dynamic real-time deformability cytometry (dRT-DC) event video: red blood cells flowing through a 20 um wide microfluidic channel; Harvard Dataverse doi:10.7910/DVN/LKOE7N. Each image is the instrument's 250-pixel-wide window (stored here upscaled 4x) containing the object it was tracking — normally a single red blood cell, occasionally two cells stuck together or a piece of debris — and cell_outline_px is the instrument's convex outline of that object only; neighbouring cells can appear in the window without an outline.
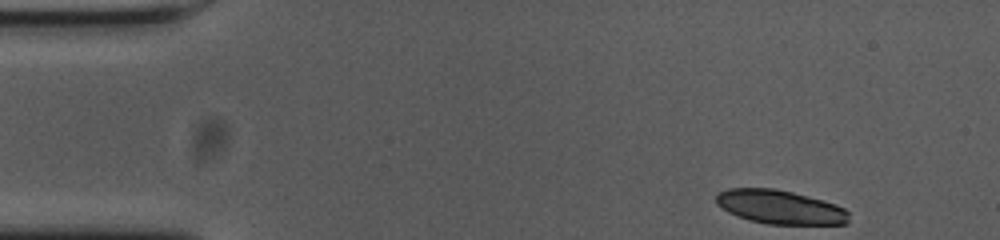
{"species": "common noctule bat (a hibernating species)", "species_latin": "Nyctalus noctula", "temperature_condition": "cold", "stored_images_in_passage": 44, "segment_of_instrument_passage": [1, 2], "camera_frame_rate_fps": 3000, "um_per_image_px": 0.085, "animal": {"sex": "female", "body_mass_g": 23.0, "forearm_length_mm": 53.4}, "frame": {"image": 1, "passage_image": 1, "time_ms": 0.0, "image_size_px": [1000, 240], "cell_outline_px": [[848, 224], [768, 224], [752, 220], [728, 212], [716, 204], [716, 196], [720, 192], [728, 188], [776, 188], [808, 196], [836, 204], [844, 208], [848, 212]], "centroid_in_image_um": [66.31, 17.59], "position_along_channel_um": 18.7, "area_um2": 26.01}}